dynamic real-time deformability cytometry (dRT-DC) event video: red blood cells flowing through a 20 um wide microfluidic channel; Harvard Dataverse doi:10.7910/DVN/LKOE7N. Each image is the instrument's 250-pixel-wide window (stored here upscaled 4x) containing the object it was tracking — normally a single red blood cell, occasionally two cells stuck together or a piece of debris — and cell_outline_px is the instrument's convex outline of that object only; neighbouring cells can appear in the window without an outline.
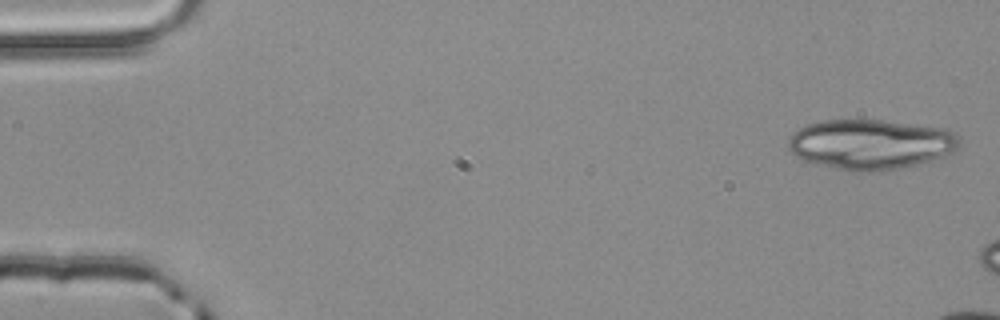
{"species": "common noctule bat (a hibernating species)", "species_latin": "Nyctalus noctula", "temperature_condition": "room temperature", "stored_images_in_passage": 4, "camera_frame_rate_fps": 3000, "um_per_image_px": 0.085, "animal": {"sex": "male", "body_mass_g": 20.4}, "frame": {"image": 1, "passage_image": 4, "time_ms": 1.0, "image_size_px": [1000, 320], "cell_outline_px": [[960, 144], [952, 152], [944, 156], [916, 164], [900, 168], [876, 172], [856, 172], [804, 160], [796, 156], [788, 148], [788, 136], [792, 132], [808, 124], [820, 120], [884, 120], [948, 128], [956, 132], [960, 140]], "centroid_in_image_um": [74.03, 12.25], "position_along_channel_um": 11.0, "area_um2": 50.11}}